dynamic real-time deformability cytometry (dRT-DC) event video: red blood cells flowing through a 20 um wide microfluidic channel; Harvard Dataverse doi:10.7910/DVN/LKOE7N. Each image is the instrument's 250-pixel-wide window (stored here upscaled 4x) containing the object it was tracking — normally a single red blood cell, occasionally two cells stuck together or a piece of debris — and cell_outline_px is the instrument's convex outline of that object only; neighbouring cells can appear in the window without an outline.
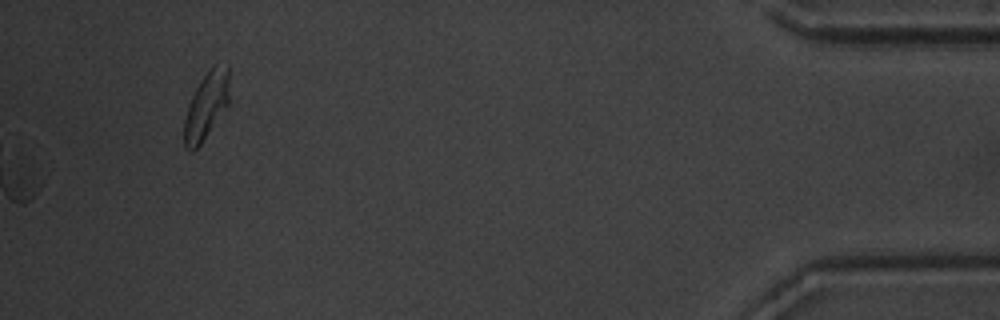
{"species": "common noctule bat (a hibernating species)", "species_latin": "Nyctalus noctula", "temperature_condition": "warm", "stored_images_in_passage": 56, "segment_of_instrument_passage": [2, 2], "camera_frame_rate_fps": 3000, "um_per_image_px": 0.085, "animal": {"sex": "male", "body_mass_g": 20.1, "forearm_length_mm": 53.5}, "frame": {"image": 1, "passage_image": 56, "time_ms": 18.333, "image_size_px": [1000, 320], "cell_outline_px": [[228, 104], [200, 144], [192, 152], [188, 152], [184, 148], [184, 120], [188, 104], [196, 88], [208, 68], [216, 64], [228, 64]], "centroid_in_image_um": [17.51, 8.98], "position_along_channel_um": 417.7, "area_um2": 17.46}}